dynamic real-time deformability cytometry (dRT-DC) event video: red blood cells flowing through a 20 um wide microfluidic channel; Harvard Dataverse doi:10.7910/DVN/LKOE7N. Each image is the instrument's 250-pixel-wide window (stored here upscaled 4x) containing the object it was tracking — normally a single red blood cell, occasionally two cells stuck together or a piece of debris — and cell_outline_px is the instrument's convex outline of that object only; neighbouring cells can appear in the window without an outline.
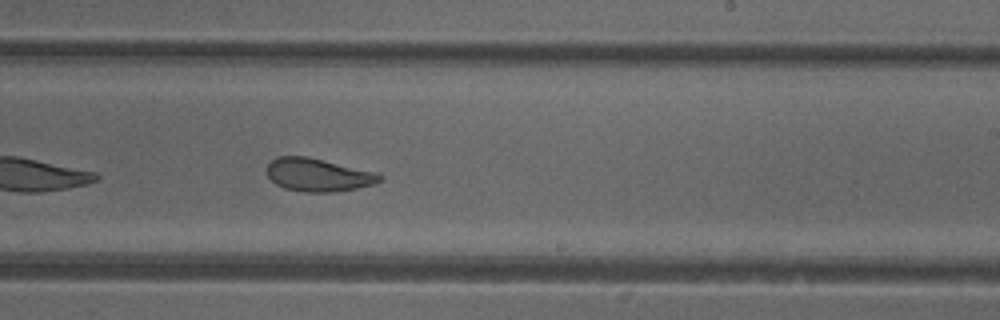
{"species": "common noctule bat (a hibernating species)", "species_latin": "Nyctalus noctula", "temperature_condition": "cold", "stored_images_in_passage": 20, "camera_frame_rate_fps": 3000, "um_per_image_px": 0.085, "animal": {"sex": "female"}, "frame": {"image": 1, "passage_image": 17, "time_ms": 5.333, "image_size_px": [1000, 320], "cell_outline_px": [[384, 180], [372, 184], [356, 188], [332, 192], [304, 192], [284, 188], [276, 184], [268, 176], [268, 164], [276, 156], [308, 156], [376, 172], [384, 176]], "centroid_in_image_um": [27.06, 14.86], "position_along_channel_um": 261.9, "area_um2": 21.73}}